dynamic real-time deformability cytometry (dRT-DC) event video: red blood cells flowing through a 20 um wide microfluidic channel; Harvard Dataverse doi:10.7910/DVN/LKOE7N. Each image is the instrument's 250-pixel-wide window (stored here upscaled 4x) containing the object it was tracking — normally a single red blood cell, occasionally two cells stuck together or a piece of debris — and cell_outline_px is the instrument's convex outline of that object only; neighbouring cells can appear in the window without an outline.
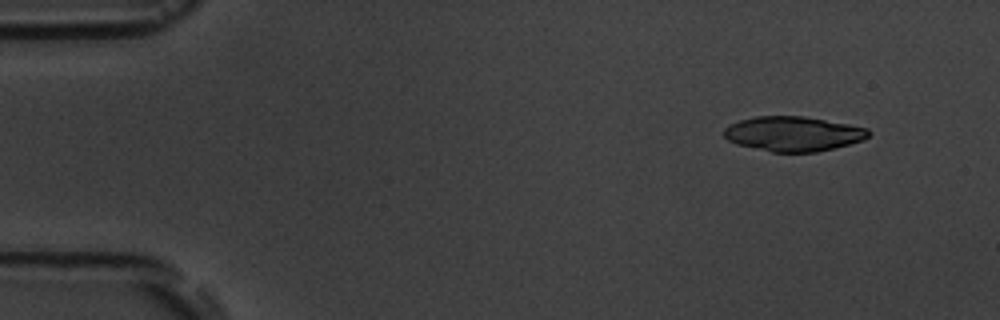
{"species": "common noctule bat (a hibernating species)", "species_latin": "Nyctalus noctula", "temperature_condition": "room temperature", "stored_images_in_passage": 5, "camera_frame_rate_fps": 3000, "um_per_image_px": 0.085, "animal": {"sex": "male", "body_mass_g": 19.5, "forearm_length_mm": 54.6}, "frame": {"image": 1, "passage_image": 2, "time_ms": 1.333, "image_size_px": [1000, 320], "cell_outline_px": [[872, 132], [864, 140], [816, 152], [772, 152], [736, 144], [728, 140], [724, 136], [724, 128], [728, 124], [740, 120], [756, 116], [804, 116], [848, 124], [868, 128]], "centroid_in_image_um": [67.41, 11.37], "position_along_channel_um": 17.6, "area_um2": 29.3}}